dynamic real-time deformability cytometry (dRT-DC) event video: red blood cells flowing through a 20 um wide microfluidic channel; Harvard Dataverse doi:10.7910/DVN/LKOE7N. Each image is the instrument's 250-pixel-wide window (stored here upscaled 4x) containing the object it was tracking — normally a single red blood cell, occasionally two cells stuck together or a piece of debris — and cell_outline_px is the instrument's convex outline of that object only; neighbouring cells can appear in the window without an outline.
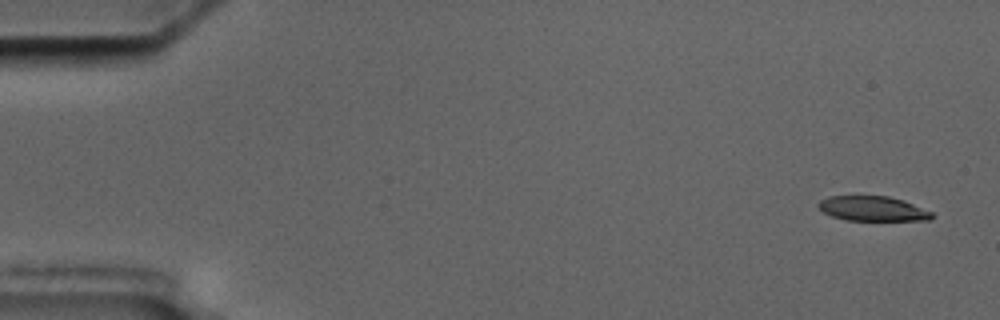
{"species": "common noctule bat (a hibernating species)", "species_latin": "Nyctalus noctula", "temperature_condition": "cold", "stored_images_in_passage": 6, "camera_frame_rate_fps": 3000, "um_per_image_px": 0.085, "animal": {"sex": "male", "body_mass_g": 17.5, "forearm_length_mm": 52.3}, "frame": {"image": 1, "passage_image": 1, "time_ms": 0.0, "image_size_px": [1000, 320], "cell_outline_px": [[936, 216], [932, 220], [848, 220], [832, 216], [824, 212], [816, 204], [820, 200], [828, 196], [888, 196], [904, 200], [932, 212]], "centroid_in_image_um": [74.21, 17.73], "position_along_channel_um": 10.8, "area_um2": 16.42}}
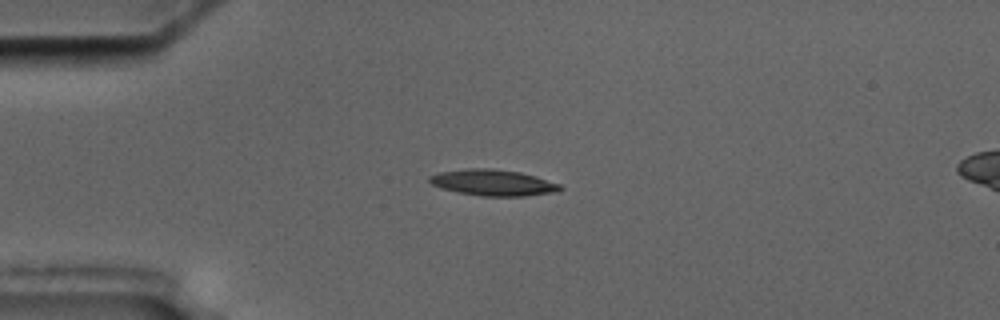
{"frame": {"image": 2, "passage_image": 4, "time_ms": 4.0, "image_size_px": [1000, 320], "cell_outline_px": [[564, 188], [560, 192], [524, 196], [480, 196], [440, 188], [432, 184], [428, 180], [428, 176], [440, 172], [468, 168], [492, 168], [520, 172], [536, 176], [560, 184]], "centroid_in_image_um": [41.95, 15.52], "position_along_channel_um": 43.1, "area_um2": 20.06}}
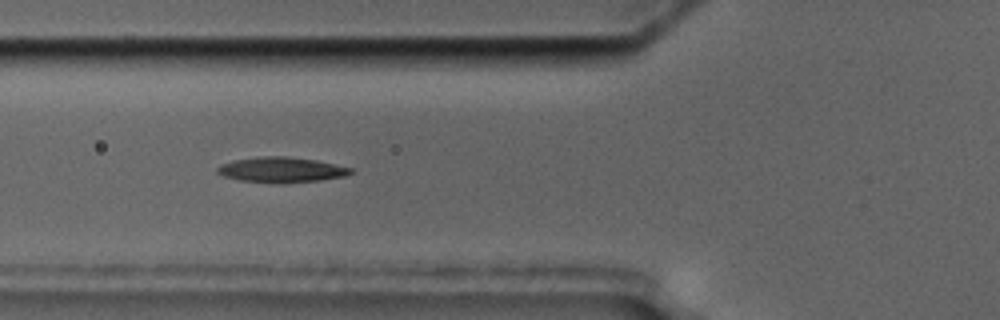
{"frame": {"image": 3, "passage_image": 6, "time_ms": 6.333, "image_size_px": [1000, 320], "cell_outline_px": [[352, 172], [344, 176], [320, 180], [284, 184], [240, 180], [224, 176], [216, 172], [216, 168], [220, 164], [236, 160], [260, 156], [288, 156], [316, 160], [352, 168]], "centroid_in_image_um": [23.9, 14.43], "position_along_channel_um": 101.9, "area_um2": 19.65}}